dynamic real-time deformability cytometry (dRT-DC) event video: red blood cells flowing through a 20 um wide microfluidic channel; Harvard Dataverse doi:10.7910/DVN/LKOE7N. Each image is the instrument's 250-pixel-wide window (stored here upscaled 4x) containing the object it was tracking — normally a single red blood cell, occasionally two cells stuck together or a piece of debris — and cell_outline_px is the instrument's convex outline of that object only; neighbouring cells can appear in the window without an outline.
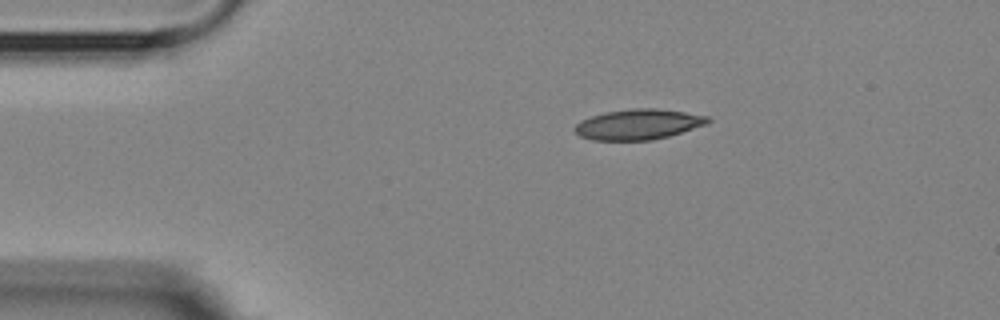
{"species": "Egyptian fruit bat (a non-hibernating species)", "species_latin": "Rousettus aegyptiacus", "temperature_condition": "room temperature", "stored_images_in_passage": 2, "camera_frame_rate_fps": 3000, "um_per_image_px": 0.085, "animal": {"sex": "female"}, "frame": {"image": 1, "passage_image": 1, "time_ms": 0.0, "image_size_px": [1000, 320], "cell_outline_px": [[712, 120], [708, 124], [668, 136], [652, 140], [592, 140], [580, 136], [572, 128], [580, 120], [604, 112], [632, 108], [656, 108], [684, 112], [708, 116]], "centroid_in_image_um": [54.25, 10.56], "position_along_channel_um": 30.8, "area_um2": 23.64}}